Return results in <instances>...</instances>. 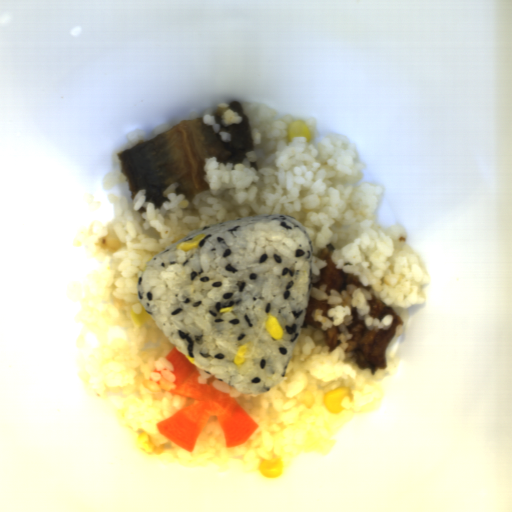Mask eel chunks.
Returning <instances> with one entry per match:
<instances>
[{
	"label": "eel chunks",
	"mask_w": 512,
	"mask_h": 512,
	"mask_svg": "<svg viewBox=\"0 0 512 512\" xmlns=\"http://www.w3.org/2000/svg\"><path fill=\"white\" fill-rule=\"evenodd\" d=\"M242 118L241 123L224 126V109L217 106L211 113L221 131L229 133L231 141H224L203 117L180 120L175 126L157 137L141 142L117 153L120 171L125 178L131 198L145 190V200L161 208L170 200L164 196L167 187L176 183L177 195L191 202L202 192L210 191L204 180L206 158L216 157L220 163H242L247 153L255 151L249 118L243 103L229 104Z\"/></svg>",
	"instance_id": "eel-chunks-1"
},
{
	"label": "eel chunks",
	"mask_w": 512,
	"mask_h": 512,
	"mask_svg": "<svg viewBox=\"0 0 512 512\" xmlns=\"http://www.w3.org/2000/svg\"><path fill=\"white\" fill-rule=\"evenodd\" d=\"M372 318L383 320L385 315L391 314L392 323L387 330H369L363 320L359 319L358 307H352V321L346 325V329L352 335L348 341L345 352L353 353L355 361L360 369H369L372 376L377 370L385 371L387 367L386 353L392 338L400 326H404L403 320L390 306H386L376 296L367 302Z\"/></svg>",
	"instance_id": "eel-chunks-2"
},
{
	"label": "eel chunks",
	"mask_w": 512,
	"mask_h": 512,
	"mask_svg": "<svg viewBox=\"0 0 512 512\" xmlns=\"http://www.w3.org/2000/svg\"><path fill=\"white\" fill-rule=\"evenodd\" d=\"M335 249V246L331 243L320 249L317 258L324 259L326 266L321 268L319 281L311 283V287L317 289L325 285V293L329 296L332 294L330 290H336L340 294L343 293L347 285H354L356 288L361 287V282L357 276L347 274L342 269H337L336 264L331 260Z\"/></svg>",
	"instance_id": "eel-chunks-3"
},
{
	"label": "eel chunks",
	"mask_w": 512,
	"mask_h": 512,
	"mask_svg": "<svg viewBox=\"0 0 512 512\" xmlns=\"http://www.w3.org/2000/svg\"><path fill=\"white\" fill-rule=\"evenodd\" d=\"M332 306L328 303L327 300H317L313 296L310 295L308 307L305 315V319L303 321V324L301 328H307L309 326H313L316 329H320L323 326V322L315 321L313 314L316 309H320L322 311L321 316L323 318L329 317V312L331 310Z\"/></svg>",
	"instance_id": "eel-chunks-4"
},
{
	"label": "eel chunks",
	"mask_w": 512,
	"mask_h": 512,
	"mask_svg": "<svg viewBox=\"0 0 512 512\" xmlns=\"http://www.w3.org/2000/svg\"><path fill=\"white\" fill-rule=\"evenodd\" d=\"M323 334V342L325 346L328 347L329 351H333L340 344L339 336L341 335V331L339 327L333 326L327 329L326 331H321Z\"/></svg>",
	"instance_id": "eel-chunks-5"
}]
</instances>
